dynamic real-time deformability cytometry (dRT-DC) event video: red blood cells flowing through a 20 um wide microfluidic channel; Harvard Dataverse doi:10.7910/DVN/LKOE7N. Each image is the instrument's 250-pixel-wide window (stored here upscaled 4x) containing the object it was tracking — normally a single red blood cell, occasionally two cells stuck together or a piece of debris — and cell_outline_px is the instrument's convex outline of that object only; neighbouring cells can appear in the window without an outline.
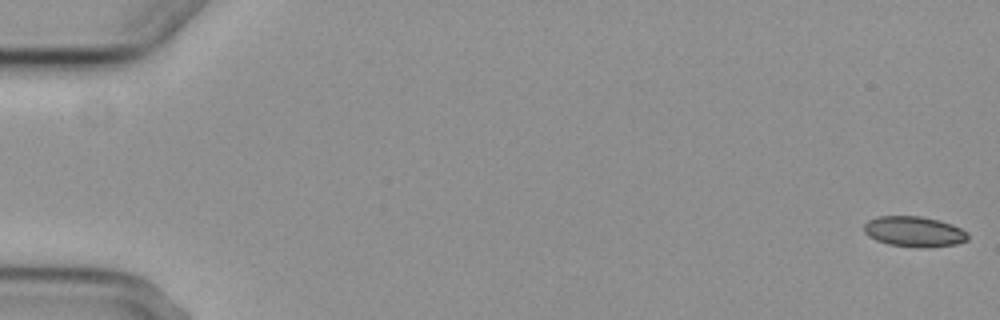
{"species": "common noctule bat (a hibernating species)", "species_latin": "Nyctalus noctula", "temperature_condition": "cold", "stored_images_in_passage": 8, "camera_frame_rate_fps": 3000, "um_per_image_px": 0.085, "animal": {"sex": "female", "body_mass_g": 29.2, "forearm_length_mm": 56.3}, "frame": {"image": 1, "passage_image": 1, "time_ms": 0.0, "image_size_px": [1000, 320], "cell_outline_px": [[968, 240], [956, 244], [888, 244], [876, 240], [868, 236], [864, 232], [864, 224], [868, 220], [876, 216], [920, 216], [940, 220], [952, 224], [968, 232]], "centroid_in_image_um": [77.66, 19.61], "position_along_channel_um": 7.3, "area_um2": 17.57}}
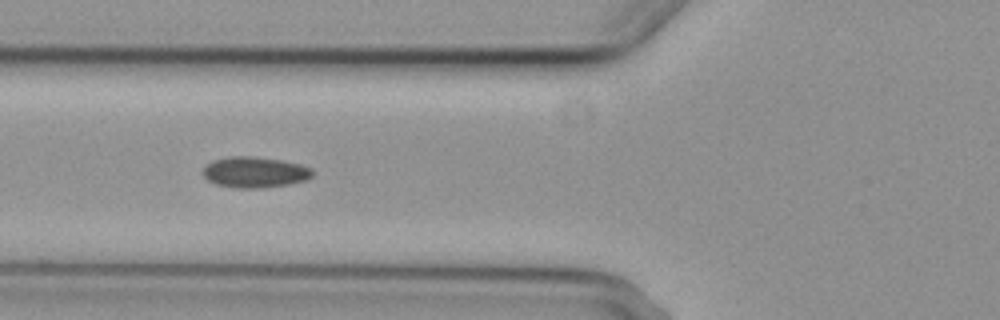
{"frame": {"image": 2, "passage_image": 7, "time_ms": 7.0, "image_size_px": [1000, 320], "cell_outline_px": [[312, 176], [308, 180], [288, 184], [264, 188], [232, 188], [216, 184], [208, 180], [204, 176], [204, 168], [212, 160], [232, 156], [252, 156], [280, 160], [300, 164], [312, 168]], "centroid_in_image_um": [21.67, 14.64], "position_along_channel_um": 104.1, "area_um2": 19.71}}
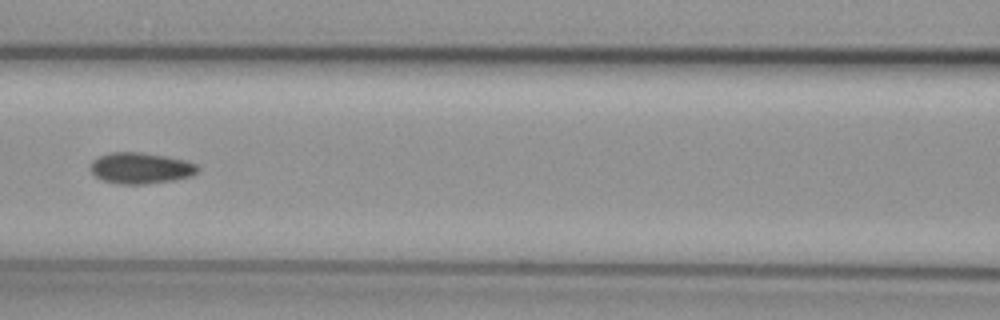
{"frame": {"image": 3, "passage_image": 8, "time_ms": 8.333, "image_size_px": [1000, 320], "cell_outline_px": [[200, 168], [192, 176], [172, 180], [144, 184], [120, 184], [100, 180], [88, 168], [92, 160], [100, 156], [112, 152], [140, 152], [164, 156], [184, 160], [196, 164]], "centroid_in_image_um": [11.92, 14.29], "position_along_channel_um": 154.7, "area_um2": 19.42}}